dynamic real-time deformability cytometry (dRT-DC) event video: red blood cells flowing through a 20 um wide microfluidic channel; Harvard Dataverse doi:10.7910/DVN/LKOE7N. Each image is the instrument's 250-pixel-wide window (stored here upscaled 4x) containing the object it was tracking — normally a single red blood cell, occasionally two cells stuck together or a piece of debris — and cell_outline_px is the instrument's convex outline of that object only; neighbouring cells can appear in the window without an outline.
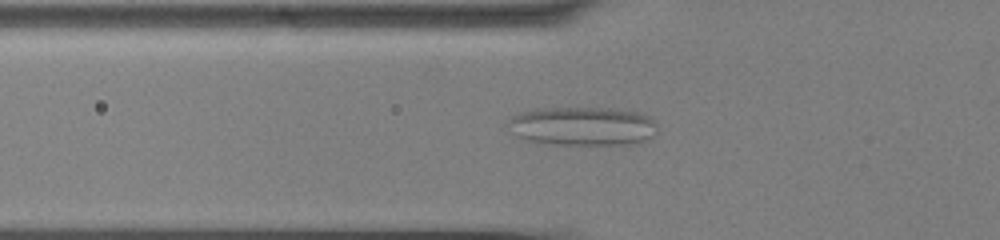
{"species": "common noctule bat (a hibernating species)", "species_latin": "Nyctalus noctula", "temperature_condition": "cold", "stored_images_in_passage": 58, "camera_frame_rate_fps": 3000, "um_per_image_px": 0.085, "animal": {"sex": "male", "body_mass_g": 13.0, "forearm_length_mm": 53.1}, "frame": {"image": 1, "passage_image": 22, "time_ms": 7.0, "image_size_px": [1000, 240], "cell_outline_px": [[656, 132], [652, 136], [636, 144], [552, 144], [524, 140], [516, 136], [504, 124], [512, 116], [520, 112], [536, 108], [612, 108], [636, 112], [648, 116], [656, 124]], "centroid_in_image_um": [49.45, 10.72], "position_along_channel_um": 76.4, "area_um2": 33.99}}
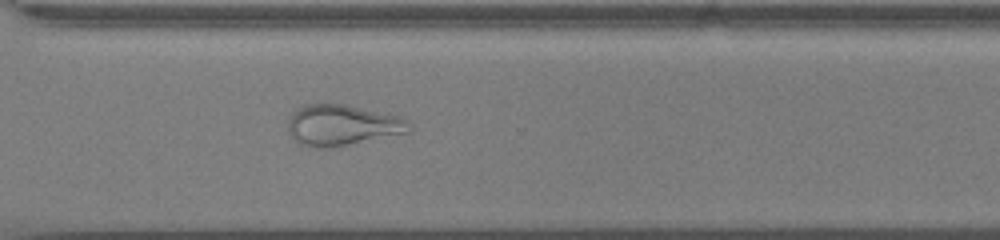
{"frame": {"image": 2, "passage_image": 44, "time_ms": 14.333, "image_size_px": [1000, 240], "cell_outline_px": [[412, 132], [332, 148], [316, 148], [300, 144], [288, 132], [288, 120], [292, 112], [296, 108], [304, 104], [344, 104], [404, 116], [412, 124]], "centroid_in_image_um": [29.15, 10.64], "position_along_channel_um": 341.5, "area_um2": 29.54}}
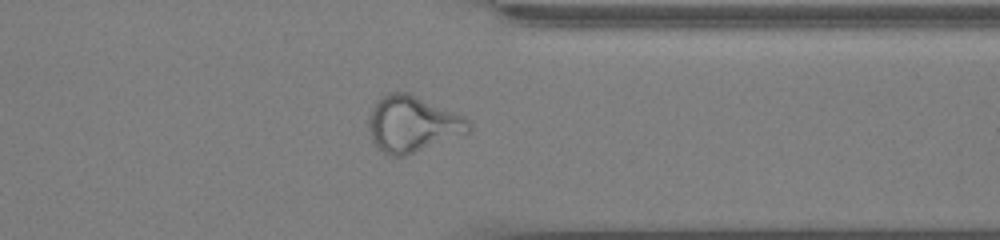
{"frame": {"image": 3, "passage_image": 47, "time_ms": 15.333, "image_size_px": [1000, 240], "cell_outline_px": [[472, 128], [468, 132], [404, 156], [388, 156], [372, 140], [368, 128], [368, 116], [376, 100], [380, 96], [388, 92], [408, 92], [464, 116], [472, 124]], "centroid_in_image_um": [35.02, 10.51], "position_along_channel_um": 376.4, "area_um2": 32.54}}